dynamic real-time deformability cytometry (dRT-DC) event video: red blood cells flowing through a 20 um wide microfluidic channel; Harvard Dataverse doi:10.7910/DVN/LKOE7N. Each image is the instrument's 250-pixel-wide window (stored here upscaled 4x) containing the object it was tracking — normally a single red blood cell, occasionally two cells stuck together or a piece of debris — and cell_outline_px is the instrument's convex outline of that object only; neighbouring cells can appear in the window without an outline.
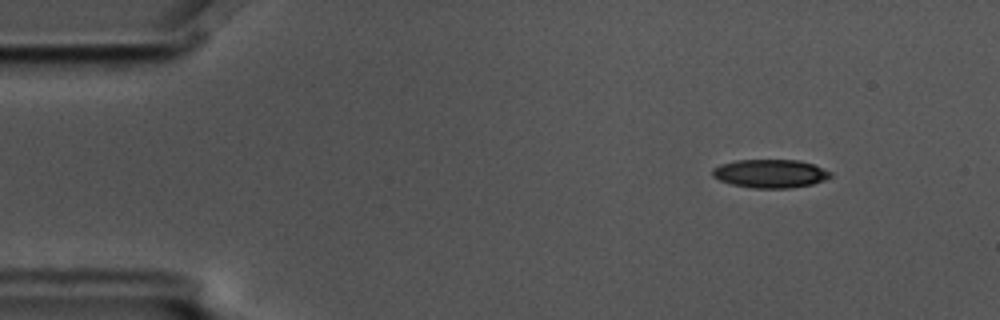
{"species": "common noctule bat (a hibernating species)", "species_latin": "Nyctalus noctula", "temperature_condition": "cold", "stored_images_in_passage": 5, "camera_frame_rate_fps": 3000, "um_per_image_px": 0.085, "animal": {"sex": "male", "body_mass_g": 17.5, "forearm_length_mm": 52.3}, "frame": {"image": 1, "passage_image": 5, "time_ms": 1.333, "image_size_px": [1000, 320], "cell_outline_px": [[832, 176], [824, 180], [812, 184], [788, 188], [756, 188], [732, 184], [720, 180], [712, 176], [712, 168], [720, 164], [736, 160], [800, 160], [812, 164], [832, 172]], "centroid_in_image_um": [65.46, 14.74], "position_along_channel_um": 19.5, "area_um2": 19.48}}